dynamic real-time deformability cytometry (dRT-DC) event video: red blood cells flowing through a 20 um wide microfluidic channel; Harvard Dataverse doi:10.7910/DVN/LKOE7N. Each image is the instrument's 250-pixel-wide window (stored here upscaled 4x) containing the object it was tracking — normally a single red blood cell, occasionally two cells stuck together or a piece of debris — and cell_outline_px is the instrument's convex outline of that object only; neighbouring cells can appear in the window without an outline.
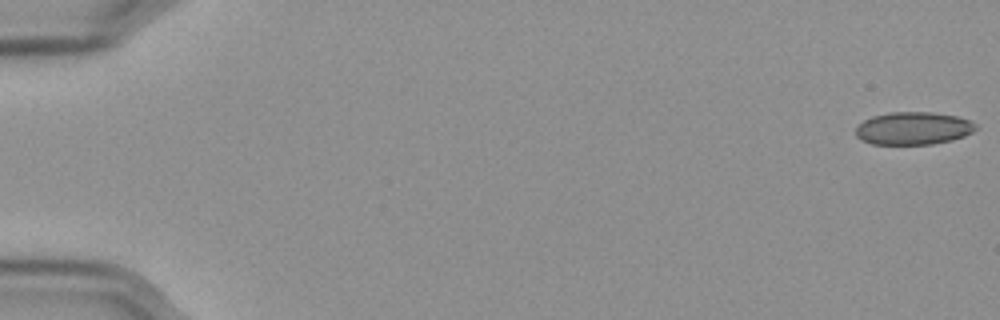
{"species": "Egyptian fruit bat (a non-hibernating species)", "species_latin": "Rousettus aegyptiacus", "temperature_condition": "cold", "stored_images_in_passage": 57, "camera_frame_rate_fps": 3000, "um_per_image_px": 0.085, "frame": {"image": 1, "passage_image": 1, "time_ms": 0.0, "image_size_px": [1000, 320], "cell_outline_px": [[976, 128], [972, 132], [964, 136], [952, 140], [932, 144], [872, 144], [860, 140], [856, 136], [856, 128], [864, 120], [872, 116], [892, 112], [932, 112], [956, 116], [972, 120], [976, 124]], "centroid_in_image_um": [77.64, 10.91], "position_along_channel_um": 7.4, "area_um2": 22.95}}
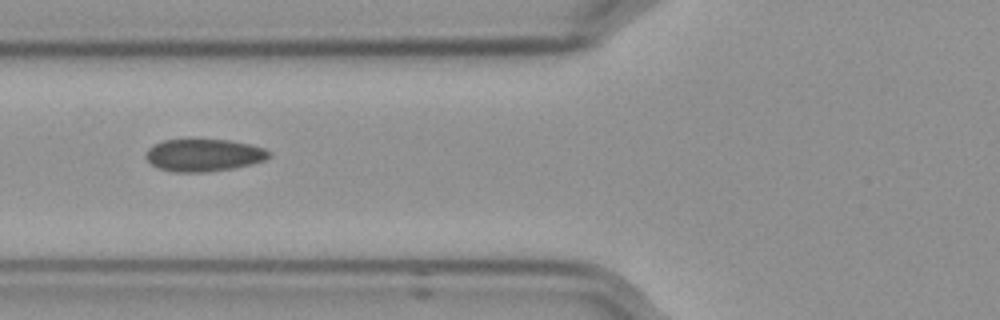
{"frame": {"image": 2, "passage_image": 23, "time_ms": 7.333, "image_size_px": [1000, 320], "cell_outline_px": [[272, 156], [264, 160], [252, 164], [232, 168], [208, 172], [172, 172], [160, 168], [152, 164], [144, 156], [148, 148], [164, 140], [232, 140], [264, 148], [272, 152]], "centroid_in_image_um": [17.35, 13.19], "position_along_channel_um": 108.5, "area_um2": 23.18}}
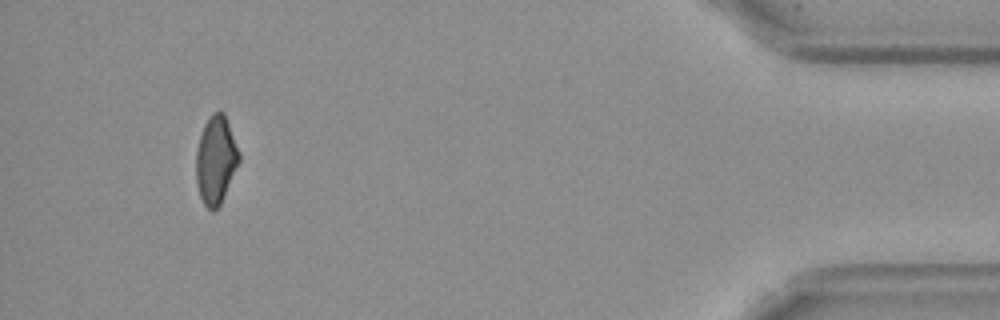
{"frame": {"image": 3, "passage_image": 54, "time_ms": 17.667, "image_size_px": [1000, 320], "cell_outline_px": [[240, 160], [224, 196], [220, 204], [212, 212], [204, 204], [200, 196], [196, 184], [196, 152], [200, 136], [204, 124], [212, 112], [224, 112], [240, 152]], "centroid_in_image_um": [18.34, 13.59], "position_along_channel_um": 416.9, "area_um2": 21.96}, "authors_computed_cell_mechanics": {"area_um2": 23.2934, "velocity_mm_per_s": 3.5826, "shape_relaxation_time_tau1_ms": null, "shape_relaxation_time_tau2_ms": 2.4013, "deformation_change_tau1": null, "deformation_change_tau2": 0.0666}}